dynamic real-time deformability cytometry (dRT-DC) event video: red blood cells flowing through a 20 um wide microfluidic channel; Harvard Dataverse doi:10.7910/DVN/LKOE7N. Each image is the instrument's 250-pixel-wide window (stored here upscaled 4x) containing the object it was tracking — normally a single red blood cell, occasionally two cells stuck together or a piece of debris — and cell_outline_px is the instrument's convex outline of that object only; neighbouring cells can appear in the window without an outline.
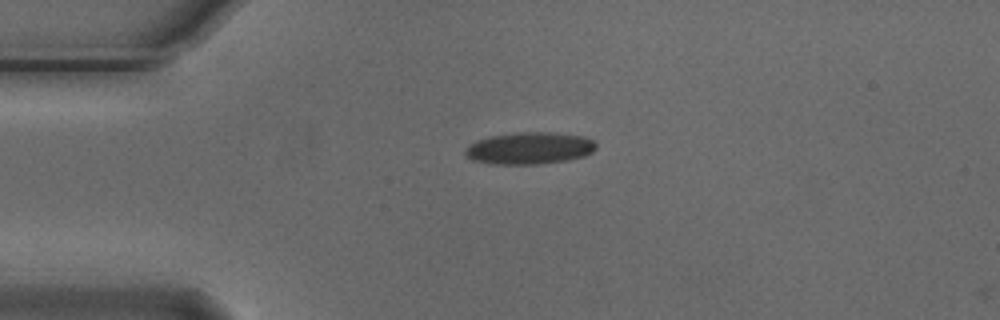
{"species": "Egyptian fruit bat (a non-hibernating species)", "species_latin": "Rousettus aegyptiacus", "temperature_condition": "cold", "stored_images_in_passage": 1, "camera_frame_rate_fps": 3000, "um_per_image_px": 0.085, "animal": {"sex": "male"}, "frame": {"image": 1, "passage_image": 1, "time_ms": 0.0, "image_size_px": [1000, 320], "cell_outline_px": [[596, 148], [592, 152], [584, 156], [568, 160], [536, 164], [492, 164], [472, 160], [464, 152], [468, 144], [476, 140], [492, 136], [520, 132], [556, 132], [580, 136], [592, 140], [596, 144]], "centroid_in_image_um": [44.99, 12.6], "position_along_channel_um": 40.0, "area_um2": 24.33}}